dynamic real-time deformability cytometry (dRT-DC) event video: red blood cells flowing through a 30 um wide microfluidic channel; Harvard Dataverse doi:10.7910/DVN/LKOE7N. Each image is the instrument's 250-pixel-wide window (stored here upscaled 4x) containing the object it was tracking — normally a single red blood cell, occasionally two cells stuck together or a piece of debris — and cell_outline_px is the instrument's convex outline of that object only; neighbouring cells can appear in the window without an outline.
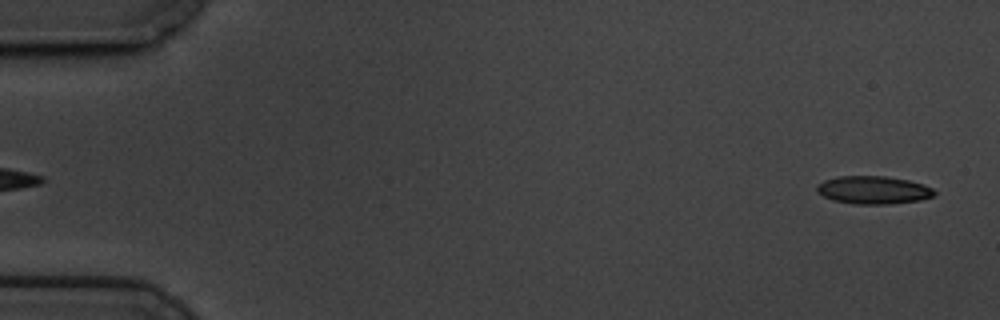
{"species": "common noctule bat (a hibernating species)", "species_latin": "Nyctalus noctula", "temperature_condition": "cold", "stored_images_in_passage": 59, "camera_frame_rate_fps": 3000, "um_per_image_px": 0.085, "animal": {"sex": "male", "body_mass_g": 19.5, "forearm_length_mm": 54.6}, "frame": {"image": 1, "passage_image": 3, "time_ms": 0.667, "image_size_px": [1000, 320], "cell_outline_px": [[936, 192], [932, 196], [920, 200], [892, 204], [856, 204], [832, 200], [816, 192], [816, 184], [824, 180], [836, 176], [884, 176], [908, 180], [924, 184], [932, 188]], "centroid_in_image_um": [74.2, 16.15], "position_along_channel_um": 10.8, "area_um2": 19.25}}
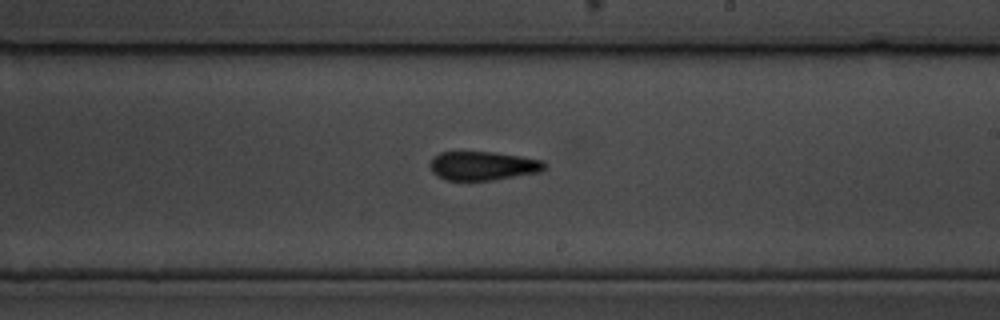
{"frame": {"image": 2, "passage_image": 35, "time_ms": 11.333, "image_size_px": [1000, 320], "cell_outline_px": [[548, 164], [540, 172], [492, 180], [444, 180], [432, 172], [432, 160], [440, 152], [492, 152], [520, 156], [544, 160]], "centroid_in_image_um": [41.1, 14.09], "position_along_channel_um": 247.9, "area_um2": 19.07}}
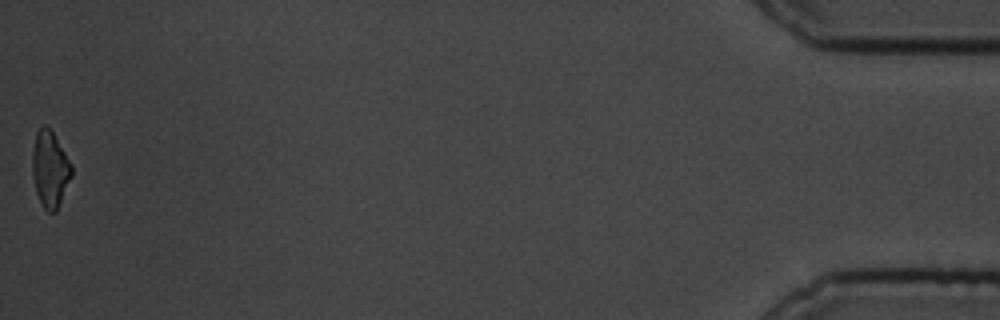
{"frame": {"image": 3, "passage_image": 59, "time_ms": 19.333, "image_size_px": [1000, 320], "cell_outline_px": [[72, 176], [56, 212], [48, 212], [44, 208], [36, 192], [32, 176], [32, 152], [36, 132], [44, 124], [52, 132], [72, 164]], "centroid_in_image_um": [4.25, 14.39], "position_along_channel_um": 431.0, "area_um2": 17.34}, "authors_computed_cell_mechanics": {"area_um2": 19.2474, "velocity_mm_per_s": 3.4457, "shape_relaxation_time_tau1_ms": 5.4919, "shape_relaxation_time_tau2_ms": 4.3151, "deformation_change_tau1": 0.1536, "deformation_change_tau2": 0.1439}}